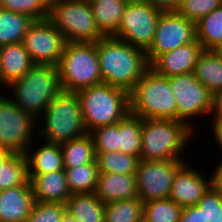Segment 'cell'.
Segmentation results:
<instances>
[{"label": "cell", "mask_w": 222, "mask_h": 222, "mask_svg": "<svg viewBox=\"0 0 222 222\" xmlns=\"http://www.w3.org/2000/svg\"><path fill=\"white\" fill-rule=\"evenodd\" d=\"M187 160H140L135 173L137 192L143 201L169 198L173 179Z\"/></svg>", "instance_id": "cell-13"}, {"label": "cell", "mask_w": 222, "mask_h": 222, "mask_svg": "<svg viewBox=\"0 0 222 222\" xmlns=\"http://www.w3.org/2000/svg\"><path fill=\"white\" fill-rule=\"evenodd\" d=\"M12 153L7 150H0V166H2L3 162L11 155Z\"/></svg>", "instance_id": "cell-44"}, {"label": "cell", "mask_w": 222, "mask_h": 222, "mask_svg": "<svg viewBox=\"0 0 222 222\" xmlns=\"http://www.w3.org/2000/svg\"><path fill=\"white\" fill-rule=\"evenodd\" d=\"M95 195L103 203L138 198L135 175L99 173Z\"/></svg>", "instance_id": "cell-19"}, {"label": "cell", "mask_w": 222, "mask_h": 222, "mask_svg": "<svg viewBox=\"0 0 222 222\" xmlns=\"http://www.w3.org/2000/svg\"><path fill=\"white\" fill-rule=\"evenodd\" d=\"M47 19L68 42L96 43L104 37L96 27L89 0H51Z\"/></svg>", "instance_id": "cell-8"}, {"label": "cell", "mask_w": 222, "mask_h": 222, "mask_svg": "<svg viewBox=\"0 0 222 222\" xmlns=\"http://www.w3.org/2000/svg\"><path fill=\"white\" fill-rule=\"evenodd\" d=\"M193 74L214 94L222 89V56L215 50H203L197 59Z\"/></svg>", "instance_id": "cell-24"}, {"label": "cell", "mask_w": 222, "mask_h": 222, "mask_svg": "<svg viewBox=\"0 0 222 222\" xmlns=\"http://www.w3.org/2000/svg\"><path fill=\"white\" fill-rule=\"evenodd\" d=\"M140 159L121 151L96 153L99 173L135 175Z\"/></svg>", "instance_id": "cell-31"}, {"label": "cell", "mask_w": 222, "mask_h": 222, "mask_svg": "<svg viewBox=\"0 0 222 222\" xmlns=\"http://www.w3.org/2000/svg\"><path fill=\"white\" fill-rule=\"evenodd\" d=\"M35 20L0 8V46L20 43Z\"/></svg>", "instance_id": "cell-27"}, {"label": "cell", "mask_w": 222, "mask_h": 222, "mask_svg": "<svg viewBox=\"0 0 222 222\" xmlns=\"http://www.w3.org/2000/svg\"><path fill=\"white\" fill-rule=\"evenodd\" d=\"M34 200L37 202L65 204L72 195L64 170L41 175H28Z\"/></svg>", "instance_id": "cell-18"}, {"label": "cell", "mask_w": 222, "mask_h": 222, "mask_svg": "<svg viewBox=\"0 0 222 222\" xmlns=\"http://www.w3.org/2000/svg\"><path fill=\"white\" fill-rule=\"evenodd\" d=\"M196 39L195 23L176 11L161 12L151 46L145 51L151 65L160 55Z\"/></svg>", "instance_id": "cell-12"}, {"label": "cell", "mask_w": 222, "mask_h": 222, "mask_svg": "<svg viewBox=\"0 0 222 222\" xmlns=\"http://www.w3.org/2000/svg\"><path fill=\"white\" fill-rule=\"evenodd\" d=\"M208 222H222V192L210 187L197 204Z\"/></svg>", "instance_id": "cell-38"}, {"label": "cell", "mask_w": 222, "mask_h": 222, "mask_svg": "<svg viewBox=\"0 0 222 222\" xmlns=\"http://www.w3.org/2000/svg\"><path fill=\"white\" fill-rule=\"evenodd\" d=\"M194 132L180 120L142 119L140 160H185L181 154L196 136Z\"/></svg>", "instance_id": "cell-2"}, {"label": "cell", "mask_w": 222, "mask_h": 222, "mask_svg": "<svg viewBox=\"0 0 222 222\" xmlns=\"http://www.w3.org/2000/svg\"><path fill=\"white\" fill-rule=\"evenodd\" d=\"M0 91V150L25 154L37 137L38 119L22 110L10 97ZM10 98V99H9ZM34 132V133H33Z\"/></svg>", "instance_id": "cell-9"}, {"label": "cell", "mask_w": 222, "mask_h": 222, "mask_svg": "<svg viewBox=\"0 0 222 222\" xmlns=\"http://www.w3.org/2000/svg\"><path fill=\"white\" fill-rule=\"evenodd\" d=\"M130 113L142 119L177 120L169 79L149 68L129 93Z\"/></svg>", "instance_id": "cell-6"}, {"label": "cell", "mask_w": 222, "mask_h": 222, "mask_svg": "<svg viewBox=\"0 0 222 222\" xmlns=\"http://www.w3.org/2000/svg\"><path fill=\"white\" fill-rule=\"evenodd\" d=\"M202 51L201 44L195 39L189 44L160 55L150 65V68L157 74L167 78L193 73L197 59Z\"/></svg>", "instance_id": "cell-16"}, {"label": "cell", "mask_w": 222, "mask_h": 222, "mask_svg": "<svg viewBox=\"0 0 222 222\" xmlns=\"http://www.w3.org/2000/svg\"><path fill=\"white\" fill-rule=\"evenodd\" d=\"M90 134L96 153L119 151L120 121L116 124L98 127Z\"/></svg>", "instance_id": "cell-35"}, {"label": "cell", "mask_w": 222, "mask_h": 222, "mask_svg": "<svg viewBox=\"0 0 222 222\" xmlns=\"http://www.w3.org/2000/svg\"><path fill=\"white\" fill-rule=\"evenodd\" d=\"M71 194L95 193L98 181V165L87 163L79 167L64 169Z\"/></svg>", "instance_id": "cell-28"}, {"label": "cell", "mask_w": 222, "mask_h": 222, "mask_svg": "<svg viewBox=\"0 0 222 222\" xmlns=\"http://www.w3.org/2000/svg\"><path fill=\"white\" fill-rule=\"evenodd\" d=\"M65 205L77 222H104L105 203L95 193L72 194Z\"/></svg>", "instance_id": "cell-23"}, {"label": "cell", "mask_w": 222, "mask_h": 222, "mask_svg": "<svg viewBox=\"0 0 222 222\" xmlns=\"http://www.w3.org/2000/svg\"><path fill=\"white\" fill-rule=\"evenodd\" d=\"M65 204L35 201L27 222H62Z\"/></svg>", "instance_id": "cell-37"}, {"label": "cell", "mask_w": 222, "mask_h": 222, "mask_svg": "<svg viewBox=\"0 0 222 222\" xmlns=\"http://www.w3.org/2000/svg\"><path fill=\"white\" fill-rule=\"evenodd\" d=\"M33 65L22 42L0 46V91L3 85L8 86L22 77Z\"/></svg>", "instance_id": "cell-20"}, {"label": "cell", "mask_w": 222, "mask_h": 222, "mask_svg": "<svg viewBox=\"0 0 222 222\" xmlns=\"http://www.w3.org/2000/svg\"><path fill=\"white\" fill-rule=\"evenodd\" d=\"M28 180L25 154L12 153L0 166V191L23 185Z\"/></svg>", "instance_id": "cell-32"}, {"label": "cell", "mask_w": 222, "mask_h": 222, "mask_svg": "<svg viewBox=\"0 0 222 222\" xmlns=\"http://www.w3.org/2000/svg\"><path fill=\"white\" fill-rule=\"evenodd\" d=\"M218 162L210 175L211 187L222 192V160Z\"/></svg>", "instance_id": "cell-42"}, {"label": "cell", "mask_w": 222, "mask_h": 222, "mask_svg": "<svg viewBox=\"0 0 222 222\" xmlns=\"http://www.w3.org/2000/svg\"><path fill=\"white\" fill-rule=\"evenodd\" d=\"M12 100L22 110L39 118L53 98L62 90L58 68L34 64L22 77L6 86ZM13 94V95H12Z\"/></svg>", "instance_id": "cell-5"}, {"label": "cell", "mask_w": 222, "mask_h": 222, "mask_svg": "<svg viewBox=\"0 0 222 222\" xmlns=\"http://www.w3.org/2000/svg\"><path fill=\"white\" fill-rule=\"evenodd\" d=\"M142 118L129 113L120 121L119 151L140 159Z\"/></svg>", "instance_id": "cell-29"}, {"label": "cell", "mask_w": 222, "mask_h": 222, "mask_svg": "<svg viewBox=\"0 0 222 222\" xmlns=\"http://www.w3.org/2000/svg\"><path fill=\"white\" fill-rule=\"evenodd\" d=\"M62 222H77L76 219L67 211L62 216Z\"/></svg>", "instance_id": "cell-45"}, {"label": "cell", "mask_w": 222, "mask_h": 222, "mask_svg": "<svg viewBox=\"0 0 222 222\" xmlns=\"http://www.w3.org/2000/svg\"><path fill=\"white\" fill-rule=\"evenodd\" d=\"M221 5L222 0H182L176 12L197 23Z\"/></svg>", "instance_id": "cell-36"}, {"label": "cell", "mask_w": 222, "mask_h": 222, "mask_svg": "<svg viewBox=\"0 0 222 222\" xmlns=\"http://www.w3.org/2000/svg\"><path fill=\"white\" fill-rule=\"evenodd\" d=\"M34 195L28 180L23 185L0 191V222H27Z\"/></svg>", "instance_id": "cell-17"}, {"label": "cell", "mask_w": 222, "mask_h": 222, "mask_svg": "<svg viewBox=\"0 0 222 222\" xmlns=\"http://www.w3.org/2000/svg\"><path fill=\"white\" fill-rule=\"evenodd\" d=\"M196 39L203 50H217L222 45V5L195 23Z\"/></svg>", "instance_id": "cell-26"}, {"label": "cell", "mask_w": 222, "mask_h": 222, "mask_svg": "<svg viewBox=\"0 0 222 222\" xmlns=\"http://www.w3.org/2000/svg\"><path fill=\"white\" fill-rule=\"evenodd\" d=\"M211 119H213L211 120V125H213L211 127L212 136L214 135L213 139H215V145H218V148H220V151L222 152V117H213Z\"/></svg>", "instance_id": "cell-41"}, {"label": "cell", "mask_w": 222, "mask_h": 222, "mask_svg": "<svg viewBox=\"0 0 222 222\" xmlns=\"http://www.w3.org/2000/svg\"><path fill=\"white\" fill-rule=\"evenodd\" d=\"M143 206L139 197L105 203L104 222H142Z\"/></svg>", "instance_id": "cell-30"}, {"label": "cell", "mask_w": 222, "mask_h": 222, "mask_svg": "<svg viewBox=\"0 0 222 222\" xmlns=\"http://www.w3.org/2000/svg\"><path fill=\"white\" fill-rule=\"evenodd\" d=\"M162 12L176 11L182 0H144Z\"/></svg>", "instance_id": "cell-40"}, {"label": "cell", "mask_w": 222, "mask_h": 222, "mask_svg": "<svg viewBox=\"0 0 222 222\" xmlns=\"http://www.w3.org/2000/svg\"><path fill=\"white\" fill-rule=\"evenodd\" d=\"M87 133L116 124L130 113L129 93L107 83L76 91Z\"/></svg>", "instance_id": "cell-4"}, {"label": "cell", "mask_w": 222, "mask_h": 222, "mask_svg": "<svg viewBox=\"0 0 222 222\" xmlns=\"http://www.w3.org/2000/svg\"><path fill=\"white\" fill-rule=\"evenodd\" d=\"M22 43L34 64L57 66L68 41L46 18L31 24Z\"/></svg>", "instance_id": "cell-14"}, {"label": "cell", "mask_w": 222, "mask_h": 222, "mask_svg": "<svg viewBox=\"0 0 222 222\" xmlns=\"http://www.w3.org/2000/svg\"><path fill=\"white\" fill-rule=\"evenodd\" d=\"M179 222H208L204 217L203 210L198 206H187L183 208Z\"/></svg>", "instance_id": "cell-39"}, {"label": "cell", "mask_w": 222, "mask_h": 222, "mask_svg": "<svg viewBox=\"0 0 222 222\" xmlns=\"http://www.w3.org/2000/svg\"><path fill=\"white\" fill-rule=\"evenodd\" d=\"M183 208L172 199L144 202L142 222H179Z\"/></svg>", "instance_id": "cell-33"}, {"label": "cell", "mask_w": 222, "mask_h": 222, "mask_svg": "<svg viewBox=\"0 0 222 222\" xmlns=\"http://www.w3.org/2000/svg\"><path fill=\"white\" fill-rule=\"evenodd\" d=\"M211 115L213 117H222V89L213 94V106Z\"/></svg>", "instance_id": "cell-43"}, {"label": "cell", "mask_w": 222, "mask_h": 222, "mask_svg": "<svg viewBox=\"0 0 222 222\" xmlns=\"http://www.w3.org/2000/svg\"><path fill=\"white\" fill-rule=\"evenodd\" d=\"M57 68L65 91L76 92L103 83L97 42H68Z\"/></svg>", "instance_id": "cell-7"}, {"label": "cell", "mask_w": 222, "mask_h": 222, "mask_svg": "<svg viewBox=\"0 0 222 222\" xmlns=\"http://www.w3.org/2000/svg\"><path fill=\"white\" fill-rule=\"evenodd\" d=\"M96 27L104 37L113 36L129 0H89Z\"/></svg>", "instance_id": "cell-22"}, {"label": "cell", "mask_w": 222, "mask_h": 222, "mask_svg": "<svg viewBox=\"0 0 222 222\" xmlns=\"http://www.w3.org/2000/svg\"><path fill=\"white\" fill-rule=\"evenodd\" d=\"M216 51L222 56V45Z\"/></svg>", "instance_id": "cell-46"}, {"label": "cell", "mask_w": 222, "mask_h": 222, "mask_svg": "<svg viewBox=\"0 0 222 222\" xmlns=\"http://www.w3.org/2000/svg\"><path fill=\"white\" fill-rule=\"evenodd\" d=\"M64 169L79 167L96 161L94 141L90 133L60 144Z\"/></svg>", "instance_id": "cell-25"}, {"label": "cell", "mask_w": 222, "mask_h": 222, "mask_svg": "<svg viewBox=\"0 0 222 222\" xmlns=\"http://www.w3.org/2000/svg\"><path fill=\"white\" fill-rule=\"evenodd\" d=\"M185 162L174 176L169 198L182 208L194 206L211 187V178Z\"/></svg>", "instance_id": "cell-15"}, {"label": "cell", "mask_w": 222, "mask_h": 222, "mask_svg": "<svg viewBox=\"0 0 222 222\" xmlns=\"http://www.w3.org/2000/svg\"><path fill=\"white\" fill-rule=\"evenodd\" d=\"M33 146L25 152L28 175H41L57 170H64L63 154L60 144L43 142L32 151Z\"/></svg>", "instance_id": "cell-21"}, {"label": "cell", "mask_w": 222, "mask_h": 222, "mask_svg": "<svg viewBox=\"0 0 222 222\" xmlns=\"http://www.w3.org/2000/svg\"><path fill=\"white\" fill-rule=\"evenodd\" d=\"M50 2L51 0H0V8L42 20L48 17Z\"/></svg>", "instance_id": "cell-34"}, {"label": "cell", "mask_w": 222, "mask_h": 222, "mask_svg": "<svg viewBox=\"0 0 222 222\" xmlns=\"http://www.w3.org/2000/svg\"><path fill=\"white\" fill-rule=\"evenodd\" d=\"M103 83L130 93L150 68L146 52L112 36L97 41Z\"/></svg>", "instance_id": "cell-1"}, {"label": "cell", "mask_w": 222, "mask_h": 222, "mask_svg": "<svg viewBox=\"0 0 222 222\" xmlns=\"http://www.w3.org/2000/svg\"><path fill=\"white\" fill-rule=\"evenodd\" d=\"M168 79L177 103V120L185 122L195 131L196 126L192 120L202 115L205 118L211 114L213 93L201 84L193 73L172 76Z\"/></svg>", "instance_id": "cell-11"}, {"label": "cell", "mask_w": 222, "mask_h": 222, "mask_svg": "<svg viewBox=\"0 0 222 222\" xmlns=\"http://www.w3.org/2000/svg\"><path fill=\"white\" fill-rule=\"evenodd\" d=\"M42 116V117H41ZM37 138L48 143H64L87 133L76 92L61 90L40 115Z\"/></svg>", "instance_id": "cell-3"}, {"label": "cell", "mask_w": 222, "mask_h": 222, "mask_svg": "<svg viewBox=\"0 0 222 222\" xmlns=\"http://www.w3.org/2000/svg\"><path fill=\"white\" fill-rule=\"evenodd\" d=\"M161 12L144 0H129L112 37L146 51L153 41Z\"/></svg>", "instance_id": "cell-10"}]
</instances>
